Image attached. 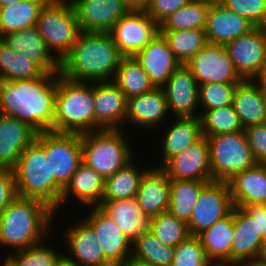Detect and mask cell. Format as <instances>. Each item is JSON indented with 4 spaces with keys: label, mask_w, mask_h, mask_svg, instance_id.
I'll list each match as a JSON object with an SVG mask.
<instances>
[{
    "label": "cell",
    "mask_w": 266,
    "mask_h": 266,
    "mask_svg": "<svg viewBox=\"0 0 266 266\" xmlns=\"http://www.w3.org/2000/svg\"><path fill=\"white\" fill-rule=\"evenodd\" d=\"M58 73L34 79L0 80V114L39 132L53 131Z\"/></svg>",
    "instance_id": "cell-1"
},
{
    "label": "cell",
    "mask_w": 266,
    "mask_h": 266,
    "mask_svg": "<svg viewBox=\"0 0 266 266\" xmlns=\"http://www.w3.org/2000/svg\"><path fill=\"white\" fill-rule=\"evenodd\" d=\"M122 57L110 33L80 32L60 73L77 82L113 81Z\"/></svg>",
    "instance_id": "cell-2"
},
{
    "label": "cell",
    "mask_w": 266,
    "mask_h": 266,
    "mask_svg": "<svg viewBox=\"0 0 266 266\" xmlns=\"http://www.w3.org/2000/svg\"><path fill=\"white\" fill-rule=\"evenodd\" d=\"M55 218L45 202L17 196L0 215V245L20 251L44 243Z\"/></svg>",
    "instance_id": "cell-3"
},
{
    "label": "cell",
    "mask_w": 266,
    "mask_h": 266,
    "mask_svg": "<svg viewBox=\"0 0 266 266\" xmlns=\"http://www.w3.org/2000/svg\"><path fill=\"white\" fill-rule=\"evenodd\" d=\"M53 131L80 135L95 131L93 82L72 81L58 72Z\"/></svg>",
    "instance_id": "cell-4"
},
{
    "label": "cell",
    "mask_w": 266,
    "mask_h": 266,
    "mask_svg": "<svg viewBox=\"0 0 266 266\" xmlns=\"http://www.w3.org/2000/svg\"><path fill=\"white\" fill-rule=\"evenodd\" d=\"M15 174L17 196L38 199L55 210H59L63 188L50 173L49 157L34 141L19 157Z\"/></svg>",
    "instance_id": "cell-5"
},
{
    "label": "cell",
    "mask_w": 266,
    "mask_h": 266,
    "mask_svg": "<svg viewBox=\"0 0 266 266\" xmlns=\"http://www.w3.org/2000/svg\"><path fill=\"white\" fill-rule=\"evenodd\" d=\"M124 134L123 129H103L81 134L83 162L105 179L115 174L135 158L130 147L132 145Z\"/></svg>",
    "instance_id": "cell-6"
},
{
    "label": "cell",
    "mask_w": 266,
    "mask_h": 266,
    "mask_svg": "<svg viewBox=\"0 0 266 266\" xmlns=\"http://www.w3.org/2000/svg\"><path fill=\"white\" fill-rule=\"evenodd\" d=\"M36 26L60 62L72 51L81 32L70 0H49L41 9Z\"/></svg>",
    "instance_id": "cell-7"
},
{
    "label": "cell",
    "mask_w": 266,
    "mask_h": 266,
    "mask_svg": "<svg viewBox=\"0 0 266 266\" xmlns=\"http://www.w3.org/2000/svg\"><path fill=\"white\" fill-rule=\"evenodd\" d=\"M205 137L209 146L211 181L228 182L235 174L256 164L244 131Z\"/></svg>",
    "instance_id": "cell-8"
},
{
    "label": "cell",
    "mask_w": 266,
    "mask_h": 266,
    "mask_svg": "<svg viewBox=\"0 0 266 266\" xmlns=\"http://www.w3.org/2000/svg\"><path fill=\"white\" fill-rule=\"evenodd\" d=\"M35 141L49 157L50 173L64 189L83 162L81 135L54 131L39 132Z\"/></svg>",
    "instance_id": "cell-9"
},
{
    "label": "cell",
    "mask_w": 266,
    "mask_h": 266,
    "mask_svg": "<svg viewBox=\"0 0 266 266\" xmlns=\"http://www.w3.org/2000/svg\"><path fill=\"white\" fill-rule=\"evenodd\" d=\"M231 194L227 182H207L199 194L198 201L187 222L191 236H197L217 221L227 216L233 209Z\"/></svg>",
    "instance_id": "cell-10"
},
{
    "label": "cell",
    "mask_w": 266,
    "mask_h": 266,
    "mask_svg": "<svg viewBox=\"0 0 266 266\" xmlns=\"http://www.w3.org/2000/svg\"><path fill=\"white\" fill-rule=\"evenodd\" d=\"M185 66L198 85L205 83H241L244 79L236 71L224 45L207 43Z\"/></svg>",
    "instance_id": "cell-11"
},
{
    "label": "cell",
    "mask_w": 266,
    "mask_h": 266,
    "mask_svg": "<svg viewBox=\"0 0 266 266\" xmlns=\"http://www.w3.org/2000/svg\"><path fill=\"white\" fill-rule=\"evenodd\" d=\"M159 32V25L150 18L146 10L130 9L109 32L119 53L133 57L141 51Z\"/></svg>",
    "instance_id": "cell-12"
},
{
    "label": "cell",
    "mask_w": 266,
    "mask_h": 266,
    "mask_svg": "<svg viewBox=\"0 0 266 266\" xmlns=\"http://www.w3.org/2000/svg\"><path fill=\"white\" fill-rule=\"evenodd\" d=\"M89 208L83 220L93 229L104 257L113 266H122L132 256L133 244L98 206Z\"/></svg>",
    "instance_id": "cell-13"
},
{
    "label": "cell",
    "mask_w": 266,
    "mask_h": 266,
    "mask_svg": "<svg viewBox=\"0 0 266 266\" xmlns=\"http://www.w3.org/2000/svg\"><path fill=\"white\" fill-rule=\"evenodd\" d=\"M224 46L244 80H252L266 63V29L263 26H255Z\"/></svg>",
    "instance_id": "cell-14"
},
{
    "label": "cell",
    "mask_w": 266,
    "mask_h": 266,
    "mask_svg": "<svg viewBox=\"0 0 266 266\" xmlns=\"http://www.w3.org/2000/svg\"><path fill=\"white\" fill-rule=\"evenodd\" d=\"M161 169L170 180L210 182L209 146L203 135L198 141L170 158Z\"/></svg>",
    "instance_id": "cell-15"
},
{
    "label": "cell",
    "mask_w": 266,
    "mask_h": 266,
    "mask_svg": "<svg viewBox=\"0 0 266 266\" xmlns=\"http://www.w3.org/2000/svg\"><path fill=\"white\" fill-rule=\"evenodd\" d=\"M81 32L109 33L129 10L125 0H70Z\"/></svg>",
    "instance_id": "cell-16"
},
{
    "label": "cell",
    "mask_w": 266,
    "mask_h": 266,
    "mask_svg": "<svg viewBox=\"0 0 266 266\" xmlns=\"http://www.w3.org/2000/svg\"><path fill=\"white\" fill-rule=\"evenodd\" d=\"M168 112L175 117H199V85L183 64L173 71L163 86ZM198 110V111H197Z\"/></svg>",
    "instance_id": "cell-17"
},
{
    "label": "cell",
    "mask_w": 266,
    "mask_h": 266,
    "mask_svg": "<svg viewBox=\"0 0 266 266\" xmlns=\"http://www.w3.org/2000/svg\"><path fill=\"white\" fill-rule=\"evenodd\" d=\"M95 131L122 129L127 98L113 81L94 82Z\"/></svg>",
    "instance_id": "cell-18"
},
{
    "label": "cell",
    "mask_w": 266,
    "mask_h": 266,
    "mask_svg": "<svg viewBox=\"0 0 266 266\" xmlns=\"http://www.w3.org/2000/svg\"><path fill=\"white\" fill-rule=\"evenodd\" d=\"M133 57L148 74L155 87H163L173 71L181 65L160 32Z\"/></svg>",
    "instance_id": "cell-19"
},
{
    "label": "cell",
    "mask_w": 266,
    "mask_h": 266,
    "mask_svg": "<svg viewBox=\"0 0 266 266\" xmlns=\"http://www.w3.org/2000/svg\"><path fill=\"white\" fill-rule=\"evenodd\" d=\"M67 258L80 266H113L103 254L93 229L82 219L65 231ZM66 241V242H65ZM68 255V256H67Z\"/></svg>",
    "instance_id": "cell-20"
},
{
    "label": "cell",
    "mask_w": 266,
    "mask_h": 266,
    "mask_svg": "<svg viewBox=\"0 0 266 266\" xmlns=\"http://www.w3.org/2000/svg\"><path fill=\"white\" fill-rule=\"evenodd\" d=\"M0 39L11 50L36 62L45 72H60L61 62L51 53L36 25L3 35Z\"/></svg>",
    "instance_id": "cell-21"
},
{
    "label": "cell",
    "mask_w": 266,
    "mask_h": 266,
    "mask_svg": "<svg viewBox=\"0 0 266 266\" xmlns=\"http://www.w3.org/2000/svg\"><path fill=\"white\" fill-rule=\"evenodd\" d=\"M38 132L16 118L0 114V168L14 169L20 155Z\"/></svg>",
    "instance_id": "cell-22"
},
{
    "label": "cell",
    "mask_w": 266,
    "mask_h": 266,
    "mask_svg": "<svg viewBox=\"0 0 266 266\" xmlns=\"http://www.w3.org/2000/svg\"><path fill=\"white\" fill-rule=\"evenodd\" d=\"M254 27L246 17L226 9L219 2H212L207 13L204 32L209 43L225 45Z\"/></svg>",
    "instance_id": "cell-23"
},
{
    "label": "cell",
    "mask_w": 266,
    "mask_h": 266,
    "mask_svg": "<svg viewBox=\"0 0 266 266\" xmlns=\"http://www.w3.org/2000/svg\"><path fill=\"white\" fill-rule=\"evenodd\" d=\"M166 115H170V113L163 87H155L145 94L127 99L125 121L132 123L133 126L154 130L167 119Z\"/></svg>",
    "instance_id": "cell-24"
},
{
    "label": "cell",
    "mask_w": 266,
    "mask_h": 266,
    "mask_svg": "<svg viewBox=\"0 0 266 266\" xmlns=\"http://www.w3.org/2000/svg\"><path fill=\"white\" fill-rule=\"evenodd\" d=\"M151 168L146 166L136 194L141 210L150 219L168 211L170 204V179L161 168Z\"/></svg>",
    "instance_id": "cell-25"
},
{
    "label": "cell",
    "mask_w": 266,
    "mask_h": 266,
    "mask_svg": "<svg viewBox=\"0 0 266 266\" xmlns=\"http://www.w3.org/2000/svg\"><path fill=\"white\" fill-rule=\"evenodd\" d=\"M263 241L256 221L241 207H234V235L231 245V263L246 266L255 261Z\"/></svg>",
    "instance_id": "cell-26"
},
{
    "label": "cell",
    "mask_w": 266,
    "mask_h": 266,
    "mask_svg": "<svg viewBox=\"0 0 266 266\" xmlns=\"http://www.w3.org/2000/svg\"><path fill=\"white\" fill-rule=\"evenodd\" d=\"M98 207L114 220L132 244L143 233L149 231L150 218L143 213L136 197L123 200L101 201Z\"/></svg>",
    "instance_id": "cell-27"
},
{
    "label": "cell",
    "mask_w": 266,
    "mask_h": 266,
    "mask_svg": "<svg viewBox=\"0 0 266 266\" xmlns=\"http://www.w3.org/2000/svg\"><path fill=\"white\" fill-rule=\"evenodd\" d=\"M227 183L234 207L266 204V164L256 163L235 174Z\"/></svg>",
    "instance_id": "cell-28"
},
{
    "label": "cell",
    "mask_w": 266,
    "mask_h": 266,
    "mask_svg": "<svg viewBox=\"0 0 266 266\" xmlns=\"http://www.w3.org/2000/svg\"><path fill=\"white\" fill-rule=\"evenodd\" d=\"M105 180L100 173L82 162L72 175L70 182L63 189L59 209L61 210L67 200L73 197L77 198L84 206H99L102 201Z\"/></svg>",
    "instance_id": "cell-29"
},
{
    "label": "cell",
    "mask_w": 266,
    "mask_h": 266,
    "mask_svg": "<svg viewBox=\"0 0 266 266\" xmlns=\"http://www.w3.org/2000/svg\"><path fill=\"white\" fill-rule=\"evenodd\" d=\"M232 105L243 129L266 123V94L253 80L238 84Z\"/></svg>",
    "instance_id": "cell-30"
},
{
    "label": "cell",
    "mask_w": 266,
    "mask_h": 266,
    "mask_svg": "<svg viewBox=\"0 0 266 266\" xmlns=\"http://www.w3.org/2000/svg\"><path fill=\"white\" fill-rule=\"evenodd\" d=\"M172 125L164 132L161 148V168L170 158L180 154L185 148L198 141L202 136V127L199 117H174Z\"/></svg>",
    "instance_id": "cell-31"
},
{
    "label": "cell",
    "mask_w": 266,
    "mask_h": 266,
    "mask_svg": "<svg viewBox=\"0 0 266 266\" xmlns=\"http://www.w3.org/2000/svg\"><path fill=\"white\" fill-rule=\"evenodd\" d=\"M234 235V207L224 218L197 235L207 257L212 262L231 263V245Z\"/></svg>",
    "instance_id": "cell-32"
},
{
    "label": "cell",
    "mask_w": 266,
    "mask_h": 266,
    "mask_svg": "<svg viewBox=\"0 0 266 266\" xmlns=\"http://www.w3.org/2000/svg\"><path fill=\"white\" fill-rule=\"evenodd\" d=\"M49 0H22L0 8V38L35 26L41 9Z\"/></svg>",
    "instance_id": "cell-33"
},
{
    "label": "cell",
    "mask_w": 266,
    "mask_h": 266,
    "mask_svg": "<svg viewBox=\"0 0 266 266\" xmlns=\"http://www.w3.org/2000/svg\"><path fill=\"white\" fill-rule=\"evenodd\" d=\"M113 82L126 98L145 94L155 88L148 74L134 57H122Z\"/></svg>",
    "instance_id": "cell-34"
},
{
    "label": "cell",
    "mask_w": 266,
    "mask_h": 266,
    "mask_svg": "<svg viewBox=\"0 0 266 266\" xmlns=\"http://www.w3.org/2000/svg\"><path fill=\"white\" fill-rule=\"evenodd\" d=\"M134 162L132 160L115 174L106 178L102 201L136 197L140 179L146 170L139 169Z\"/></svg>",
    "instance_id": "cell-35"
},
{
    "label": "cell",
    "mask_w": 266,
    "mask_h": 266,
    "mask_svg": "<svg viewBox=\"0 0 266 266\" xmlns=\"http://www.w3.org/2000/svg\"><path fill=\"white\" fill-rule=\"evenodd\" d=\"M45 73L36 62L11 50L0 39V80L34 79Z\"/></svg>",
    "instance_id": "cell-36"
},
{
    "label": "cell",
    "mask_w": 266,
    "mask_h": 266,
    "mask_svg": "<svg viewBox=\"0 0 266 266\" xmlns=\"http://www.w3.org/2000/svg\"><path fill=\"white\" fill-rule=\"evenodd\" d=\"M206 183L193 180H170L168 211L187 223L198 201L202 187Z\"/></svg>",
    "instance_id": "cell-37"
},
{
    "label": "cell",
    "mask_w": 266,
    "mask_h": 266,
    "mask_svg": "<svg viewBox=\"0 0 266 266\" xmlns=\"http://www.w3.org/2000/svg\"><path fill=\"white\" fill-rule=\"evenodd\" d=\"M211 3L208 0H191L163 20L159 24V30H204Z\"/></svg>",
    "instance_id": "cell-38"
},
{
    "label": "cell",
    "mask_w": 266,
    "mask_h": 266,
    "mask_svg": "<svg viewBox=\"0 0 266 266\" xmlns=\"http://www.w3.org/2000/svg\"><path fill=\"white\" fill-rule=\"evenodd\" d=\"M159 32L166 38L170 50L183 65L208 43L206 34L201 29L159 30Z\"/></svg>",
    "instance_id": "cell-39"
},
{
    "label": "cell",
    "mask_w": 266,
    "mask_h": 266,
    "mask_svg": "<svg viewBox=\"0 0 266 266\" xmlns=\"http://www.w3.org/2000/svg\"><path fill=\"white\" fill-rule=\"evenodd\" d=\"M199 118L204 136L244 131L233 105L203 110Z\"/></svg>",
    "instance_id": "cell-40"
},
{
    "label": "cell",
    "mask_w": 266,
    "mask_h": 266,
    "mask_svg": "<svg viewBox=\"0 0 266 266\" xmlns=\"http://www.w3.org/2000/svg\"><path fill=\"white\" fill-rule=\"evenodd\" d=\"M173 254L174 247L163 244L150 231L133 243L132 257L155 266H170Z\"/></svg>",
    "instance_id": "cell-41"
},
{
    "label": "cell",
    "mask_w": 266,
    "mask_h": 266,
    "mask_svg": "<svg viewBox=\"0 0 266 266\" xmlns=\"http://www.w3.org/2000/svg\"><path fill=\"white\" fill-rule=\"evenodd\" d=\"M149 231L163 244L173 247H176L190 236L187 223L169 211L151 218Z\"/></svg>",
    "instance_id": "cell-42"
},
{
    "label": "cell",
    "mask_w": 266,
    "mask_h": 266,
    "mask_svg": "<svg viewBox=\"0 0 266 266\" xmlns=\"http://www.w3.org/2000/svg\"><path fill=\"white\" fill-rule=\"evenodd\" d=\"M64 254L56 251L51 245L40 243L24 250L8 253L16 266H57Z\"/></svg>",
    "instance_id": "cell-43"
},
{
    "label": "cell",
    "mask_w": 266,
    "mask_h": 266,
    "mask_svg": "<svg viewBox=\"0 0 266 266\" xmlns=\"http://www.w3.org/2000/svg\"><path fill=\"white\" fill-rule=\"evenodd\" d=\"M239 83H205L199 85L201 111L230 106Z\"/></svg>",
    "instance_id": "cell-44"
},
{
    "label": "cell",
    "mask_w": 266,
    "mask_h": 266,
    "mask_svg": "<svg viewBox=\"0 0 266 266\" xmlns=\"http://www.w3.org/2000/svg\"><path fill=\"white\" fill-rule=\"evenodd\" d=\"M212 261L197 236H189L174 247L173 260L170 266H209Z\"/></svg>",
    "instance_id": "cell-45"
},
{
    "label": "cell",
    "mask_w": 266,
    "mask_h": 266,
    "mask_svg": "<svg viewBox=\"0 0 266 266\" xmlns=\"http://www.w3.org/2000/svg\"><path fill=\"white\" fill-rule=\"evenodd\" d=\"M219 3L246 17L254 26H266V0H220Z\"/></svg>",
    "instance_id": "cell-46"
},
{
    "label": "cell",
    "mask_w": 266,
    "mask_h": 266,
    "mask_svg": "<svg viewBox=\"0 0 266 266\" xmlns=\"http://www.w3.org/2000/svg\"><path fill=\"white\" fill-rule=\"evenodd\" d=\"M244 132L255 162L266 164V123L247 127Z\"/></svg>",
    "instance_id": "cell-47"
},
{
    "label": "cell",
    "mask_w": 266,
    "mask_h": 266,
    "mask_svg": "<svg viewBox=\"0 0 266 266\" xmlns=\"http://www.w3.org/2000/svg\"><path fill=\"white\" fill-rule=\"evenodd\" d=\"M191 0H152L146 12L158 25Z\"/></svg>",
    "instance_id": "cell-48"
},
{
    "label": "cell",
    "mask_w": 266,
    "mask_h": 266,
    "mask_svg": "<svg viewBox=\"0 0 266 266\" xmlns=\"http://www.w3.org/2000/svg\"><path fill=\"white\" fill-rule=\"evenodd\" d=\"M16 197L14 170L0 168V215Z\"/></svg>",
    "instance_id": "cell-49"
},
{
    "label": "cell",
    "mask_w": 266,
    "mask_h": 266,
    "mask_svg": "<svg viewBox=\"0 0 266 266\" xmlns=\"http://www.w3.org/2000/svg\"><path fill=\"white\" fill-rule=\"evenodd\" d=\"M242 208L256 221L258 233L266 237V204H250Z\"/></svg>",
    "instance_id": "cell-50"
},
{
    "label": "cell",
    "mask_w": 266,
    "mask_h": 266,
    "mask_svg": "<svg viewBox=\"0 0 266 266\" xmlns=\"http://www.w3.org/2000/svg\"><path fill=\"white\" fill-rule=\"evenodd\" d=\"M264 92H266V63L252 79Z\"/></svg>",
    "instance_id": "cell-51"
},
{
    "label": "cell",
    "mask_w": 266,
    "mask_h": 266,
    "mask_svg": "<svg viewBox=\"0 0 266 266\" xmlns=\"http://www.w3.org/2000/svg\"><path fill=\"white\" fill-rule=\"evenodd\" d=\"M152 0H125L130 9L146 10Z\"/></svg>",
    "instance_id": "cell-52"
},
{
    "label": "cell",
    "mask_w": 266,
    "mask_h": 266,
    "mask_svg": "<svg viewBox=\"0 0 266 266\" xmlns=\"http://www.w3.org/2000/svg\"><path fill=\"white\" fill-rule=\"evenodd\" d=\"M255 260L266 264V237L263 238L258 255Z\"/></svg>",
    "instance_id": "cell-53"
},
{
    "label": "cell",
    "mask_w": 266,
    "mask_h": 266,
    "mask_svg": "<svg viewBox=\"0 0 266 266\" xmlns=\"http://www.w3.org/2000/svg\"><path fill=\"white\" fill-rule=\"evenodd\" d=\"M122 266H155V265L139 261L131 256Z\"/></svg>",
    "instance_id": "cell-54"
},
{
    "label": "cell",
    "mask_w": 266,
    "mask_h": 266,
    "mask_svg": "<svg viewBox=\"0 0 266 266\" xmlns=\"http://www.w3.org/2000/svg\"><path fill=\"white\" fill-rule=\"evenodd\" d=\"M57 266H80V265L75 261L70 260L65 255H63L59 260Z\"/></svg>",
    "instance_id": "cell-55"
},
{
    "label": "cell",
    "mask_w": 266,
    "mask_h": 266,
    "mask_svg": "<svg viewBox=\"0 0 266 266\" xmlns=\"http://www.w3.org/2000/svg\"><path fill=\"white\" fill-rule=\"evenodd\" d=\"M22 0H0V8L13 5L14 3H18Z\"/></svg>",
    "instance_id": "cell-56"
},
{
    "label": "cell",
    "mask_w": 266,
    "mask_h": 266,
    "mask_svg": "<svg viewBox=\"0 0 266 266\" xmlns=\"http://www.w3.org/2000/svg\"><path fill=\"white\" fill-rule=\"evenodd\" d=\"M209 266H240L230 262H212Z\"/></svg>",
    "instance_id": "cell-57"
},
{
    "label": "cell",
    "mask_w": 266,
    "mask_h": 266,
    "mask_svg": "<svg viewBox=\"0 0 266 266\" xmlns=\"http://www.w3.org/2000/svg\"><path fill=\"white\" fill-rule=\"evenodd\" d=\"M3 265L2 266H16V264L8 257H4Z\"/></svg>",
    "instance_id": "cell-58"
},
{
    "label": "cell",
    "mask_w": 266,
    "mask_h": 266,
    "mask_svg": "<svg viewBox=\"0 0 266 266\" xmlns=\"http://www.w3.org/2000/svg\"><path fill=\"white\" fill-rule=\"evenodd\" d=\"M246 266H266V264L255 260V261L248 263Z\"/></svg>",
    "instance_id": "cell-59"
},
{
    "label": "cell",
    "mask_w": 266,
    "mask_h": 266,
    "mask_svg": "<svg viewBox=\"0 0 266 266\" xmlns=\"http://www.w3.org/2000/svg\"><path fill=\"white\" fill-rule=\"evenodd\" d=\"M208 1H211V2H219L220 0H208Z\"/></svg>",
    "instance_id": "cell-60"
}]
</instances>
